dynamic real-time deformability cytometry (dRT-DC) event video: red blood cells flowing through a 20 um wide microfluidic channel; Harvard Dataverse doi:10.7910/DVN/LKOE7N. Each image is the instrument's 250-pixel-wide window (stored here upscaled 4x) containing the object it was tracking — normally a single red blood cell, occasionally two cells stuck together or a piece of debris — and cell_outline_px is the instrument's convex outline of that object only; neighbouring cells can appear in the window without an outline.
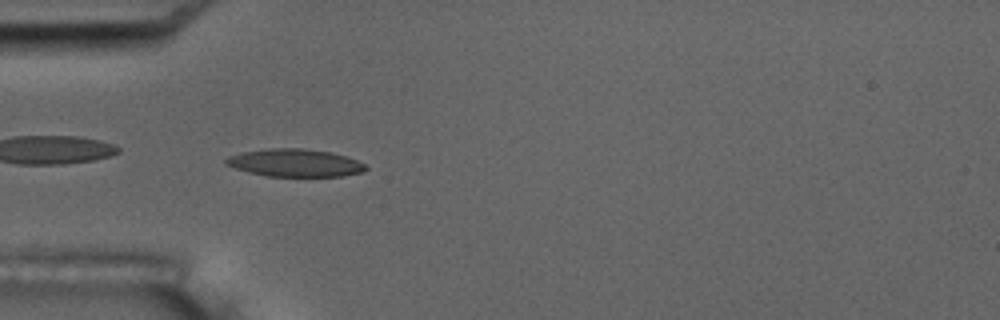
{"species": "common noctule bat (a hibernating species)", "species_latin": "Nyctalus noctula", "temperature_condition": "room temperature", "stored_images_in_passage": 7, "camera_frame_rate_fps": 3000, "um_per_image_px": 0.085, "animal": {"sex": "male", "body_mass_g": 17.5, "forearm_length_mm": 52.3}, "frame": {"image": 1, "passage_image": 5, "time_ms": 5.333, "image_size_px": [1000, 320], "cell_outline_px": [[368, 168], [364, 172], [340, 176], [268, 176], [248, 172], [224, 164], [224, 160], [228, 156], [240, 152], [268, 148], [300, 148], [332, 152], [356, 160], [364, 164]], "centroid_in_image_um": [25.04, 13.84], "position_along_channel_um": 60.0, "area_um2": 22.54}}